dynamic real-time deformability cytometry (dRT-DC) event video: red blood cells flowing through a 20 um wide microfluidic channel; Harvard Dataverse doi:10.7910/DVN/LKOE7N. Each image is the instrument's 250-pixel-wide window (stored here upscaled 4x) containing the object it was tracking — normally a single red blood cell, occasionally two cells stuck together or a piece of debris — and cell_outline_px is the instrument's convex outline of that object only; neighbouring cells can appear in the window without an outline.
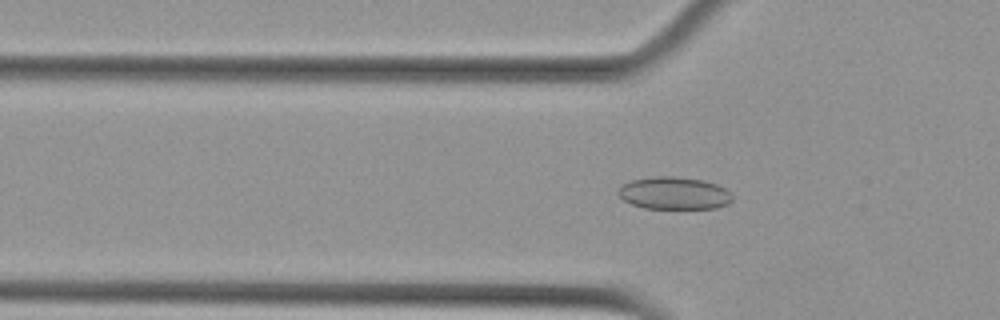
{"species": "Egyptian fruit bat (a non-hibernating species)", "species_latin": "Rousettus aegyptiacus", "temperature_condition": "cold", "stored_images_in_passage": 51, "camera_frame_rate_fps": 3000, "um_per_image_px": 0.085, "animal": {"sex": "female"}, "frame": {"image": 1, "passage_image": 13, "time_ms": 4.0, "image_size_px": [1000, 320], "cell_outline_px": [[732, 200], [728, 204], [716, 208], [644, 208], [632, 204], [624, 200], [616, 192], [620, 184], [632, 180], [652, 176], [676, 176], [700, 180], [716, 184], [724, 188], [732, 196]], "centroid_in_image_um": [57.25, 16.41], "position_along_channel_um": 68.6, "area_um2": 21.56}}
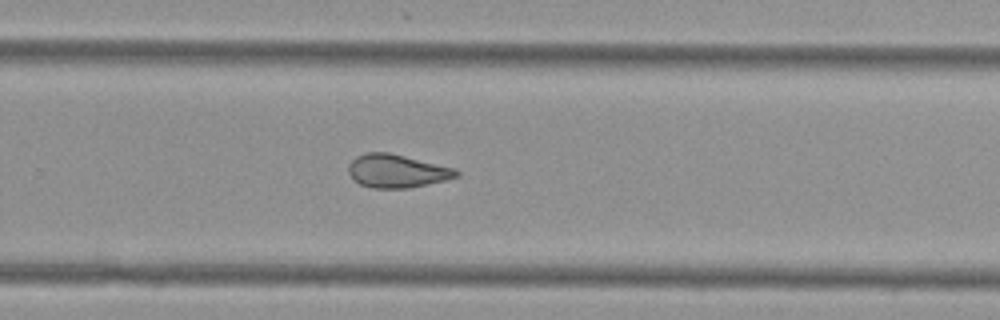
{"frame": {"image": 2, "passage_image": 32, "time_ms": 10.333, "image_size_px": [1000, 320], "cell_outline_px": [[460, 176], [428, 184], [408, 188], [372, 188], [360, 184], [348, 172], [348, 164], [356, 156], [368, 152], [388, 152], [456, 168], [460, 172]], "centroid_in_image_um": [33.75, 14.53], "position_along_channel_um": 296.0, "area_um2": 20.87}}
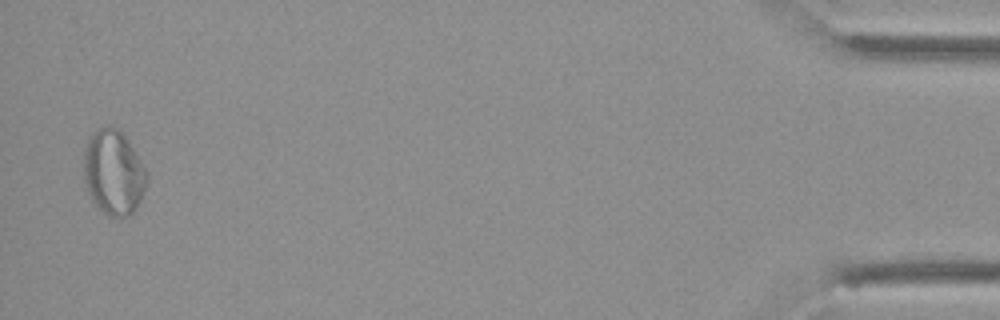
{"frame": {"image": 3, "passage_image": 50, "time_ms": 16.333, "image_size_px": [1000, 320], "cell_outline_px": [[148, 180], [144, 192], [136, 208], [128, 216], [108, 216], [92, 200], [88, 192], [84, 180], [84, 152], [88, 140], [92, 132], [96, 128], [108, 124], [112, 124], [120, 128], [148, 172]], "centroid_in_image_um": [9.66, 14.6], "position_along_channel_um": 425.5, "area_um2": 31.44}, "authors_computed_cell_mechanics": {"area_um2": 21.6172, "velocity_mm_per_s": 3.6037, "shape_relaxation_time_tau1_ms": null, "shape_relaxation_time_tau2_ms": 3.4298, "deformation_change_tau1": null, "deformation_change_tau2": 0.0971}}